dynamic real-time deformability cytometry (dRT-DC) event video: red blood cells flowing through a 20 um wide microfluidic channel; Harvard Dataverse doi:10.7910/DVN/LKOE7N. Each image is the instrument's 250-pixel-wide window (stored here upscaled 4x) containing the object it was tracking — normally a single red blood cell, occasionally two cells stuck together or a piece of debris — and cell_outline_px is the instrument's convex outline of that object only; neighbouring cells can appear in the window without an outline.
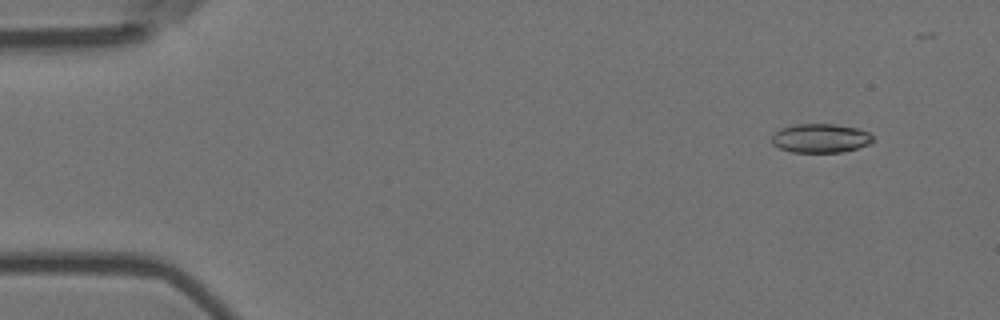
{"species": "Egyptian fruit bat (a non-hibernating species)", "species_latin": "Rousettus aegyptiacus", "temperature_condition": "room temperature", "stored_images_in_passage": 5, "camera_frame_rate_fps": 3000, "um_per_image_px": 0.085, "animal": {"sex": "female"}, "frame": {"image": 1, "passage_image": 1, "time_ms": 0.0, "image_size_px": [1000, 320], "cell_outline_px": [[872, 140], [868, 144], [856, 148], [840, 152], [792, 152], [780, 148], [772, 144], [772, 136], [780, 128], [796, 124], [832, 124], [860, 128], [868, 132], [872, 136]], "centroid_in_image_um": [69.72, 11.74], "position_along_channel_um": 15.3, "area_um2": 16.94}}
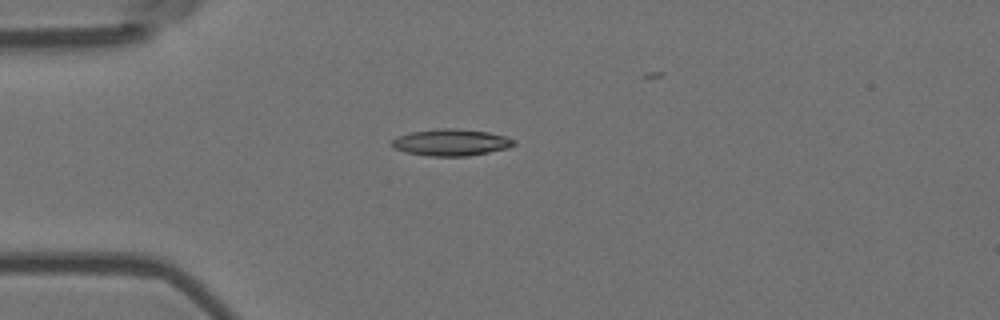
{"frame": {"image": 2, "passage_image": 4, "time_ms": 1.0, "image_size_px": [1000, 320], "cell_outline_px": [[516, 144], [508, 148], [468, 156], [428, 156], [404, 152], [392, 148], [388, 144], [392, 140], [400, 136], [412, 132], [436, 128], [456, 128], [488, 132], [504, 136], [516, 140]], "centroid_in_image_um": [38.31, 12.11], "position_along_channel_um": 46.7, "area_um2": 19.13}}